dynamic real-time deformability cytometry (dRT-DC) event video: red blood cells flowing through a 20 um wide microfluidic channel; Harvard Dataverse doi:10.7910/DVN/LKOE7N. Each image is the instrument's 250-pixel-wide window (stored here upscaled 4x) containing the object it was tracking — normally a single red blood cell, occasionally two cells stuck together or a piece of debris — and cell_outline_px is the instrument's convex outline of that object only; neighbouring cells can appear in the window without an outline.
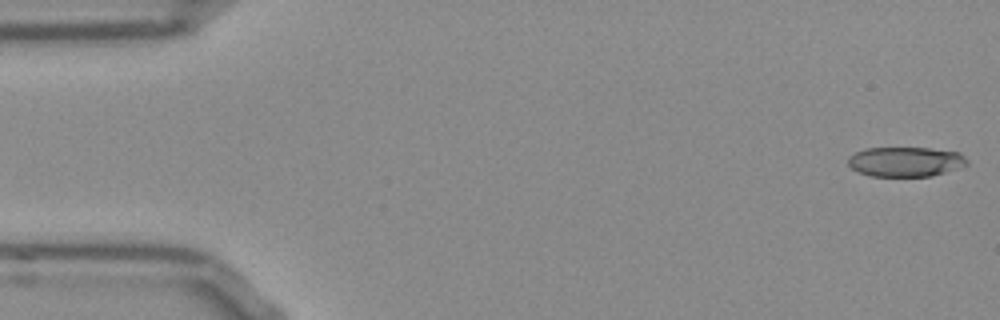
{"species": "Egyptian fruit bat (a non-hibernating species)", "species_latin": "Rousettus aegyptiacus", "temperature_condition": "room temperature", "stored_images_in_passage": 52, "camera_frame_rate_fps": 3000, "um_per_image_px": 0.085, "frame": {"image": 1, "passage_image": 1, "time_ms": 0.0, "image_size_px": [1000, 320], "cell_outline_px": [[968, 164], [932, 176], [872, 176], [860, 172], [852, 168], [848, 164], [848, 156], [864, 148], [928, 148], [960, 152], [968, 160]], "centroid_in_image_um": [76.96, 13.73], "position_along_channel_um": 8.0, "area_um2": 20.52}}
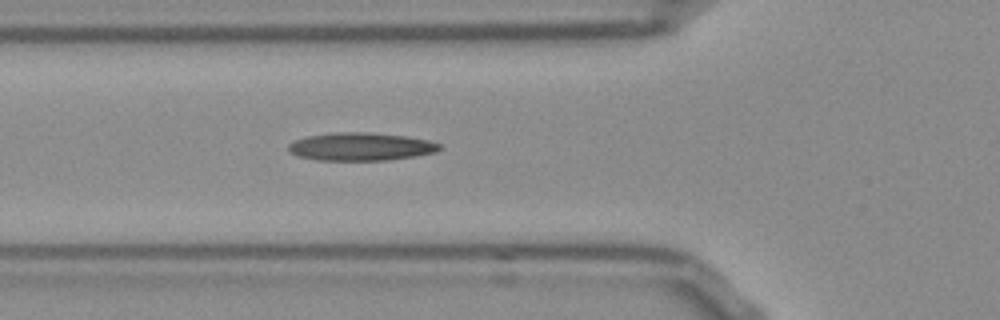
{"frame": {"image": 2, "passage_image": 18, "time_ms": 5.667, "image_size_px": [1000, 320], "cell_outline_px": [[440, 148], [436, 152], [416, 156], [388, 160], [316, 160], [296, 156], [288, 148], [288, 144], [296, 140], [308, 136], [336, 132], [368, 132], [404, 136], [428, 140], [440, 144]], "centroid_in_image_um": [30.66, 12.47], "position_along_channel_um": 95.1, "area_um2": 24.51}}
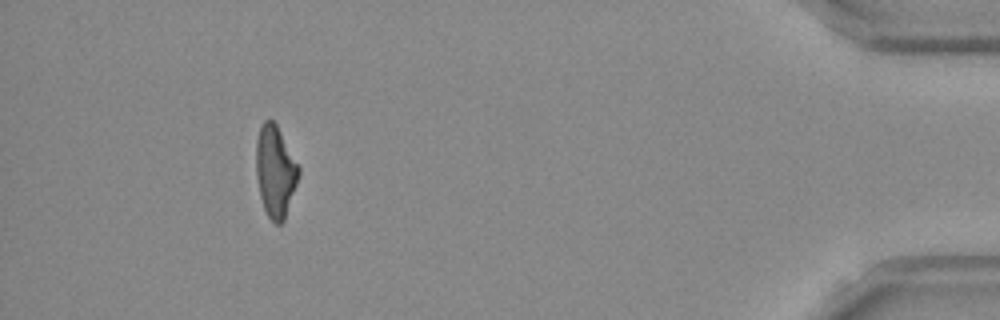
{"frame": {"image": 3, "passage_image": 48, "time_ms": 15.667, "image_size_px": [1000, 320], "cell_outline_px": [[300, 172], [284, 220], [280, 224], [276, 224], [268, 216], [264, 208], [260, 196], [256, 176], [256, 140], [260, 128], [264, 120], [272, 120], [276, 124], [300, 168]], "centroid_in_image_um": [23.38, 14.56], "position_along_channel_um": 411.8, "area_um2": 22.37}, "authors_computed_cell_mechanics": {"area_um2": 23.0044, "velocity_mm_per_s": 3.8186, "shape_relaxation_time_tau1_ms": null, "shape_relaxation_time_tau2_ms": 4.0567, "deformation_change_tau1": null, "deformation_change_tau2": 0.15}}